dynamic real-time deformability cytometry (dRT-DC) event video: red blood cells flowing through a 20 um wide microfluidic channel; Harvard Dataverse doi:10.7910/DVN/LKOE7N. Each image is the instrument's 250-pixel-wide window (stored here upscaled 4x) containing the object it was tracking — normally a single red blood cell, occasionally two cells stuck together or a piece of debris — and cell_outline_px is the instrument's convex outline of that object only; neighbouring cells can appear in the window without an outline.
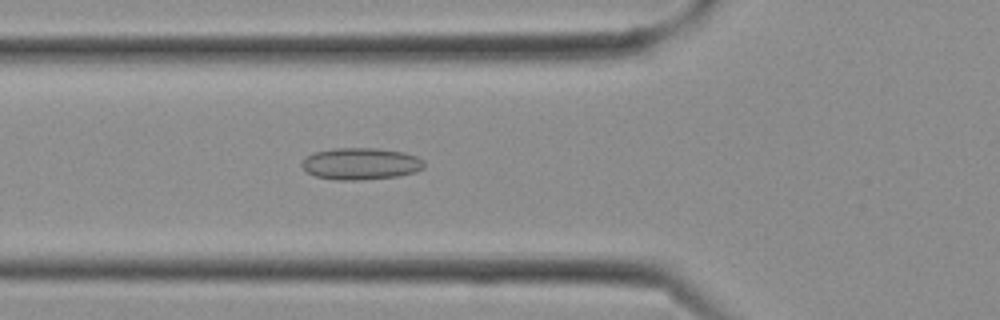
{"species": "Egyptian fruit bat (a non-hibernating species)", "species_latin": "Rousettus aegyptiacus", "temperature_condition": "cold", "stored_images_in_passage": 9, "camera_frame_rate_fps": 3000, "um_per_image_px": 0.085, "frame": {"image": 1, "passage_image": 9, "time_ms": 2.667, "image_size_px": [1000, 320], "cell_outline_px": [[424, 168], [416, 172], [396, 176], [360, 180], [336, 180], [316, 176], [308, 172], [300, 164], [304, 156], [312, 152], [336, 148], [380, 148], [404, 152], [416, 156], [424, 160]], "centroid_in_image_um": [30.65, 13.9], "position_along_channel_um": 95.1, "area_um2": 22.89}}